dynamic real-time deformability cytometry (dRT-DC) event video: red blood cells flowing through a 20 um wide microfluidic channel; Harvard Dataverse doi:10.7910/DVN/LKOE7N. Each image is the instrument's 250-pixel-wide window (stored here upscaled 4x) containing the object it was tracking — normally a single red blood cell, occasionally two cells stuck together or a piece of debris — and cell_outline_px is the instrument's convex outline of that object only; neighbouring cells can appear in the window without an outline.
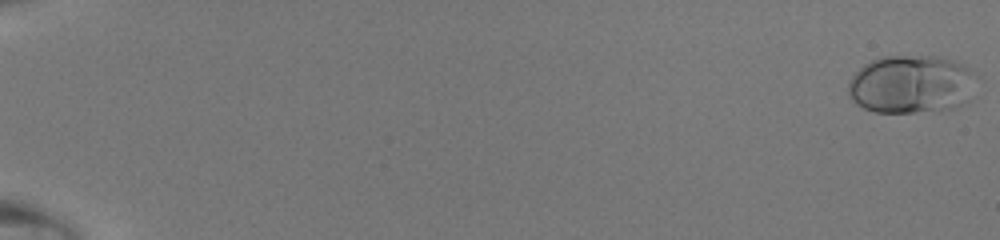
{"species": "human", "species_latin": "Homo sapiens", "temperature_condition": "room temperature", "stored_images_in_passage": 49, "camera_frame_rate_fps": 3000, "um_per_image_px": 0.085, "donor": {"sex": "male"}, "frame": {"image": 1, "passage_image": 1, "time_ms": 0.0, "image_size_px": [1000, 240], "cell_outline_px": [[972, 72], [968, 100], [956, 108], [912, 112], [876, 112], [864, 108], [856, 104], [852, 100], [848, 92], [848, 84], [852, 76], [864, 64], [872, 60], [884, 56], [936, 56], [952, 60], [964, 64]], "centroid_in_image_um": [77.39, 7.16], "position_along_channel_um": 7.6, "area_um2": 42.95}}
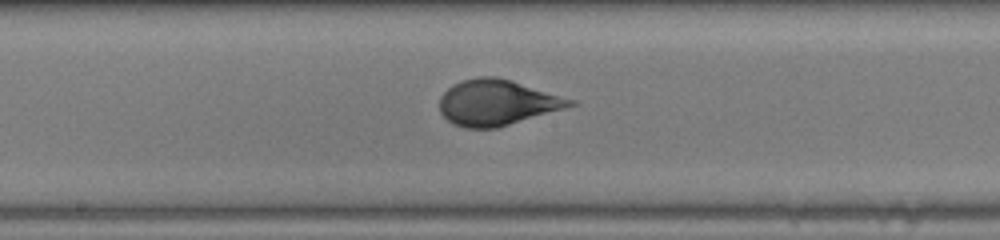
{"frame": {"image": 2, "passage_image": 29, "time_ms": 9.333, "image_size_px": [1000, 240], "cell_outline_px": [[580, 104], [496, 128], [464, 128], [452, 124], [440, 112], [440, 96], [452, 84], [460, 80], [476, 76], [496, 76], [512, 80], [576, 100]], "centroid_in_image_um": [42.25, 8.7], "position_along_channel_um": 205.9, "area_um2": 35.03}}
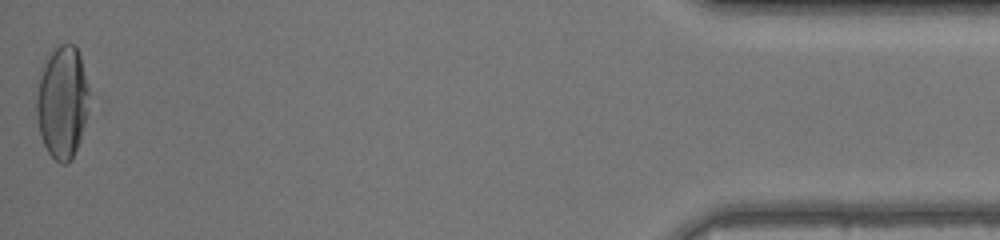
{"frame": {"image": 3, "passage_image": 49, "time_ms": 16.0, "image_size_px": [1000, 240], "cell_outline_px": [[88, 112], [80, 140], [72, 160], [68, 164], [60, 164], [48, 152], [40, 136], [36, 116], [36, 96], [40, 80], [48, 52], [60, 44], [76, 44], [80, 56], [88, 88]], "centroid_in_image_um": [5.29, 8.71], "position_along_channel_um": 429.9, "area_um2": 34.56}}